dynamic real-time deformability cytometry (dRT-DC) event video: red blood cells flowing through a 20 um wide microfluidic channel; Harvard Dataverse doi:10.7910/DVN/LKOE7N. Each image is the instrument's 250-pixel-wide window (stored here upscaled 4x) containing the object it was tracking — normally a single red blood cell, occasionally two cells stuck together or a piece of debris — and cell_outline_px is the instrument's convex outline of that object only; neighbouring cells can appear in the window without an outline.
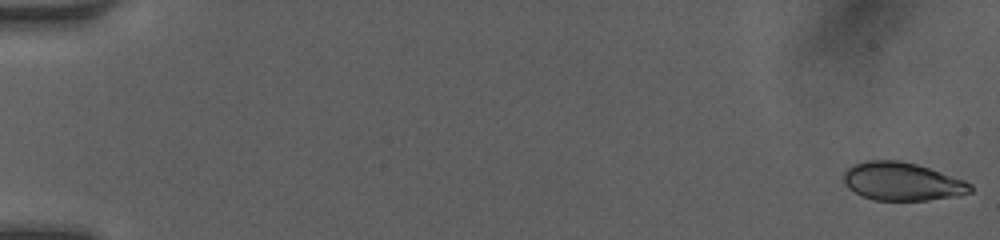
{"species": "human", "species_latin": "Homo sapiens", "temperature_condition": "room temperature", "stored_images_in_passage": 50, "camera_frame_rate_fps": 3000, "um_per_image_px": 0.085, "donor": {"sex": "female"}, "frame": {"image": 1, "passage_image": 1, "time_ms": 0.0, "image_size_px": [1000, 240], "cell_outline_px": [[972, 192], [960, 196], [928, 200], [872, 200], [860, 196], [848, 188], [844, 184], [844, 172], [848, 168], [856, 164], [868, 160], [896, 160], [916, 164], [964, 180], [972, 184]], "centroid_in_image_um": [76.68, 15.44], "position_along_channel_um": 8.3, "area_um2": 28.21}}
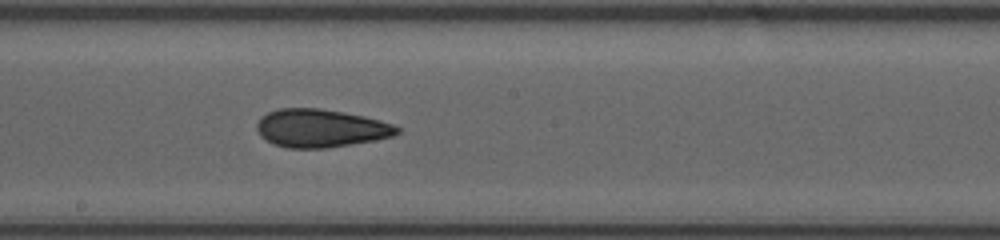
{"frame": {"image": 2, "passage_image": 29, "time_ms": 9.333, "image_size_px": [1000, 240], "cell_outline_px": [[400, 132], [392, 136], [376, 140], [328, 148], [288, 148], [272, 144], [260, 136], [256, 128], [256, 124], [260, 116], [268, 112], [280, 108], [320, 108], [344, 112], [364, 116], [380, 120], [392, 124], [400, 128]], "centroid_in_image_um": [27.23, 10.9], "position_along_channel_um": 221.0, "area_um2": 31.39}}
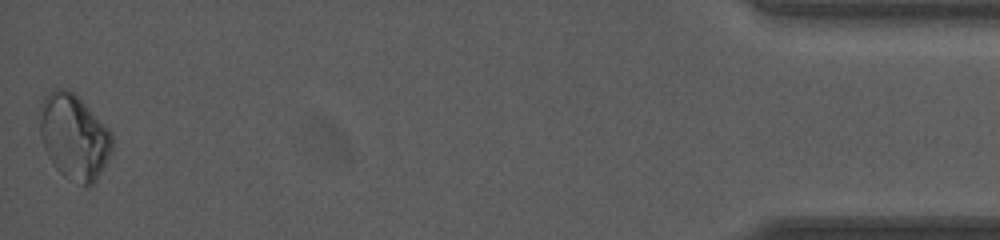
{"frame": {"image": 3, "passage_image": 50, "time_ms": 16.333, "image_size_px": [1000, 240], "cell_outline_px": [[112, 152], [108, 160], [96, 180], [88, 188], [64, 176], [52, 164], [44, 148], [40, 136], [40, 104], [44, 96], [52, 88], [68, 88], [80, 96], [112, 132]], "centroid_in_image_um": [6.3, 11.59], "position_along_channel_um": 428.9, "area_um2": 36.59}, "authors_computed_cell_mechanics": {"area_um2": 30.5762, "velocity_mm_per_s": 4.172, "shape_relaxation_time_tau1_ms": null, "shape_relaxation_time_tau2_ms": 3.4569, "deformation_change_tau1": null, "deformation_change_tau2": 0.0535}}